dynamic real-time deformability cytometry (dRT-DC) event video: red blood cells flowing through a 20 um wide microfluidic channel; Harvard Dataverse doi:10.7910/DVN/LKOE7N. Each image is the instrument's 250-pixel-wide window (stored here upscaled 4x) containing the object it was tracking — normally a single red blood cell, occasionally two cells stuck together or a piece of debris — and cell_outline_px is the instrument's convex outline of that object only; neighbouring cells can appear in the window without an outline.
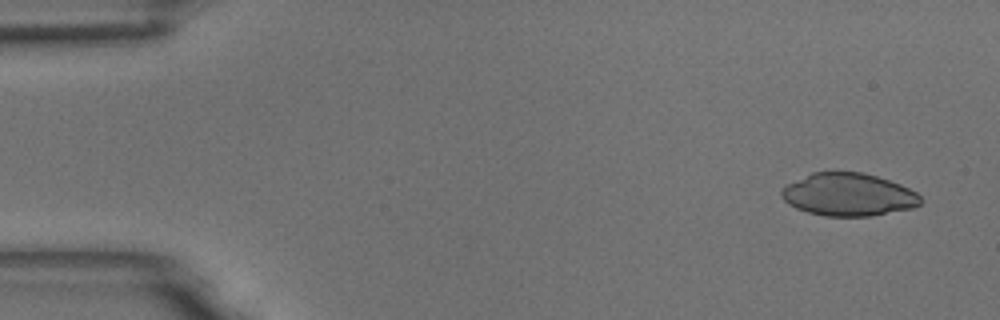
{"species": "common noctule bat (a hibernating species)", "species_latin": "Nyctalus noctula", "temperature_condition": "room temperature", "stored_images_in_passage": 10, "camera_frame_rate_fps": 3000, "um_per_image_px": 0.085, "animal": {"sex": "male", "body_mass_g": 18.8}, "frame": {"image": 1, "passage_image": 1, "time_ms": 0.0, "image_size_px": [1000, 320], "cell_outline_px": [[920, 204], [912, 208], [872, 216], [824, 216], [808, 212], [796, 208], [788, 204], [780, 196], [780, 192], [788, 184], [812, 172], [860, 172], [876, 176], [900, 184], [916, 192], [920, 196]], "centroid_in_image_um": [72.1, 16.55], "position_along_channel_um": 12.9, "area_um2": 34.45}}